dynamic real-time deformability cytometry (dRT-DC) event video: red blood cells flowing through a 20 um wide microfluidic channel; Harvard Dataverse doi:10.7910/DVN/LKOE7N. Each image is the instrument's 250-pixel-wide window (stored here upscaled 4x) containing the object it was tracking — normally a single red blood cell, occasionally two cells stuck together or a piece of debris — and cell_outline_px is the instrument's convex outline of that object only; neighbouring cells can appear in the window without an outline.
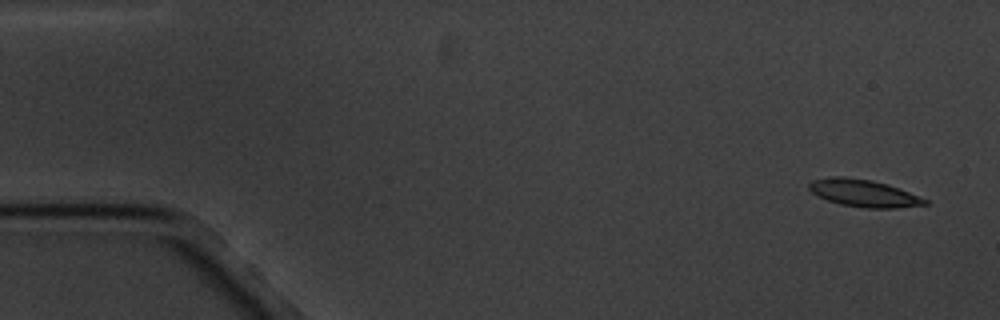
{"species": "common noctule bat (a hibernating species)", "species_latin": "Nyctalus noctula", "temperature_condition": "cold", "stored_images_in_passage": 4, "camera_frame_rate_fps": 3000, "um_per_image_px": 0.085, "animal": {"sex": "male", "body_mass_g": 20.1, "forearm_length_mm": 53.5}, "frame": {"image": 1, "passage_image": 1, "time_ms": 0.0, "image_size_px": [1000, 320], "cell_outline_px": [[928, 204], [896, 208], [864, 208], [840, 204], [828, 200], [812, 192], [808, 188], [808, 184], [812, 180], [832, 176], [844, 176], [872, 180], [888, 184], [928, 200]], "centroid_in_image_um": [73.4, 16.41], "position_along_channel_um": 11.6, "area_um2": 18.32}}
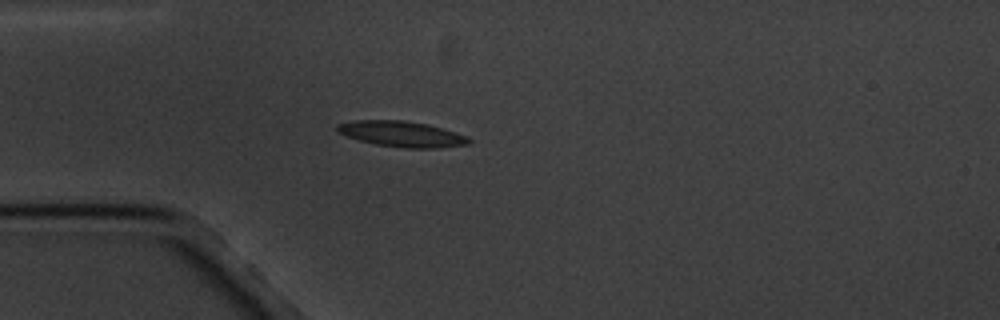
{"frame": {"image": 2, "passage_image": 4, "time_ms": 4.333, "image_size_px": [1000, 320], "cell_outline_px": [[472, 140], [468, 144], [440, 148], [404, 148], [376, 144], [360, 140], [336, 132], [336, 124], [356, 120], [404, 120], [428, 124], [456, 132], [468, 136]], "centroid_in_image_um": [34.17, 11.39], "position_along_channel_um": 50.8, "area_um2": 19.77}}